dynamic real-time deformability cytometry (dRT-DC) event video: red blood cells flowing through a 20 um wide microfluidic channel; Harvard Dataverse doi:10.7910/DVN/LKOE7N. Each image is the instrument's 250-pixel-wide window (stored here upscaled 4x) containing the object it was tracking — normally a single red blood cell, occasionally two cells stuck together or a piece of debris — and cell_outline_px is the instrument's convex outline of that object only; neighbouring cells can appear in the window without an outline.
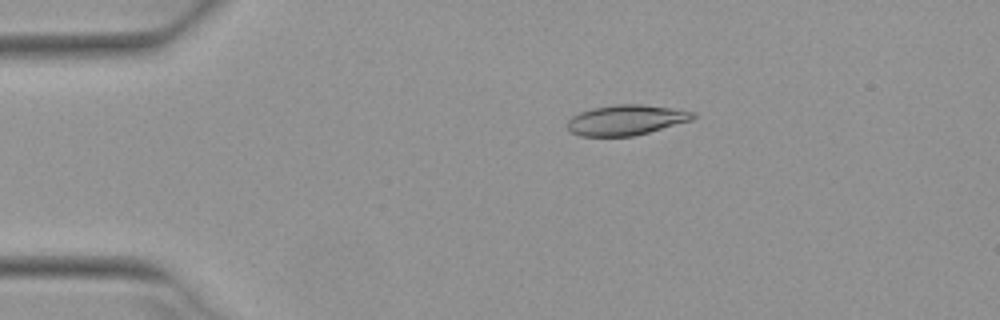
{"species": "Egyptian fruit bat (a non-hibernating species)", "species_latin": "Rousettus aegyptiacus", "temperature_condition": "warm", "stored_images_in_passage": 46, "camera_frame_rate_fps": 3000, "um_per_image_px": 0.085, "animal": {"sex": "female"}, "frame": {"image": 1, "passage_image": 5, "time_ms": 1.333, "image_size_px": [1000, 320], "cell_outline_px": [[696, 116], [692, 120], [648, 132], [632, 136], [580, 136], [572, 132], [568, 128], [568, 120], [572, 116], [580, 112], [592, 108], [616, 104], [644, 104], [696, 112]], "centroid_in_image_um": [53.22, 10.19], "position_along_channel_um": 31.8, "area_um2": 22.02}}
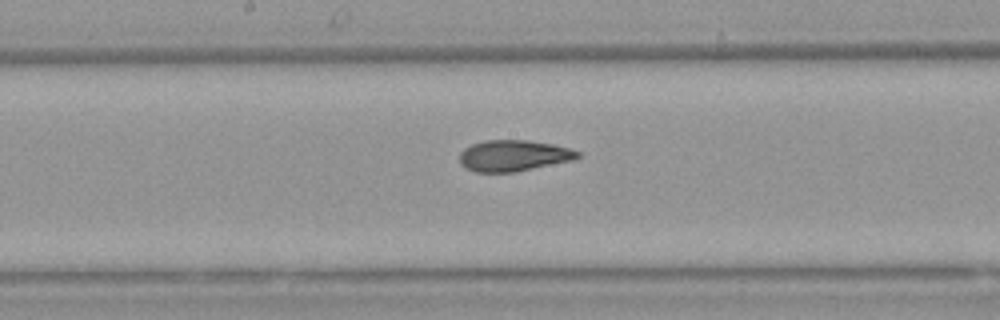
{"frame": {"image": 2, "passage_image": 22, "time_ms": 7.0, "image_size_px": [1000, 320], "cell_outline_px": [[580, 156], [572, 160], [516, 172], [476, 172], [464, 168], [460, 164], [460, 152], [464, 148], [472, 144], [484, 140], [528, 140], [552, 144], [568, 148], [580, 152]], "centroid_in_image_um": [43.61, 13.23], "position_along_channel_um": 204.6, "area_um2": 21.44}}
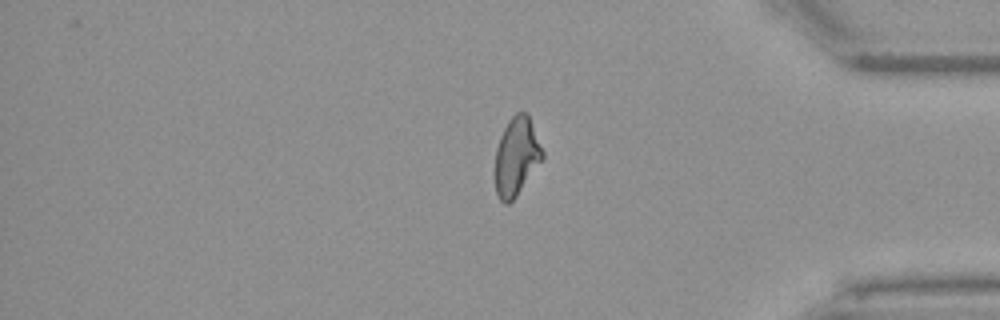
{"frame": {"image": 3, "passage_image": 38, "time_ms": 12.333, "image_size_px": [1000, 320], "cell_outline_px": [[544, 156], [516, 196], [508, 204], [504, 204], [500, 200], [496, 192], [496, 148], [500, 136], [508, 120], [516, 112], [528, 112], [544, 152]], "centroid_in_image_um": [43.91, 13.26], "position_along_channel_um": 391.3, "area_um2": 21.39}, "authors_computed_cell_mechanics": {"area_um2": 21.9351, "velocity_mm_per_s": 3.9427, "shape_relaxation_time_tau1_ms": 9.6824, "shape_relaxation_time_tau2_ms": 1.5942, "deformation_change_tau1": 0.2558, "deformation_change_tau2": 0.0878}}